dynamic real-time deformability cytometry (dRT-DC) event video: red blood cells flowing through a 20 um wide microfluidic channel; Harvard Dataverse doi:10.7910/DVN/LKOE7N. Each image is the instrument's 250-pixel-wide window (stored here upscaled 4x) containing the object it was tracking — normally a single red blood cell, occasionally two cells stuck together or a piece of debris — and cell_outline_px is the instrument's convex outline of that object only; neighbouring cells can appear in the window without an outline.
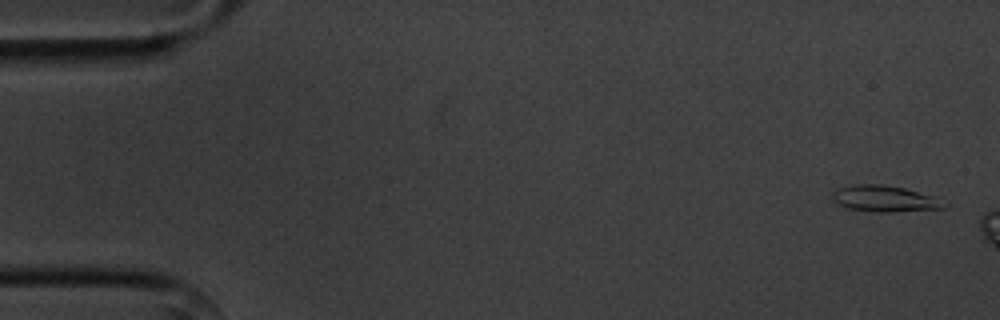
{"species": "common noctule bat (a hibernating species)", "species_latin": "Nyctalus noctula", "temperature_condition": "cold", "stored_images_in_passage": 3, "camera_frame_rate_fps": 3000, "um_per_image_px": 0.085, "animal": {"sex": "male", "body_mass_g": 20.1, "forearm_length_mm": 53.5}, "frame": {"image": 1, "passage_image": 1, "time_ms": 0.0, "image_size_px": [1000, 320], "cell_outline_px": [[948, 204], [944, 208], [892, 212], [872, 212], [848, 208], [832, 200], [832, 192], [836, 188], [856, 184], [880, 184], [904, 188], [936, 196]], "centroid_in_image_um": [75.21, 16.89], "position_along_channel_um": 9.8, "area_um2": 17.22}}